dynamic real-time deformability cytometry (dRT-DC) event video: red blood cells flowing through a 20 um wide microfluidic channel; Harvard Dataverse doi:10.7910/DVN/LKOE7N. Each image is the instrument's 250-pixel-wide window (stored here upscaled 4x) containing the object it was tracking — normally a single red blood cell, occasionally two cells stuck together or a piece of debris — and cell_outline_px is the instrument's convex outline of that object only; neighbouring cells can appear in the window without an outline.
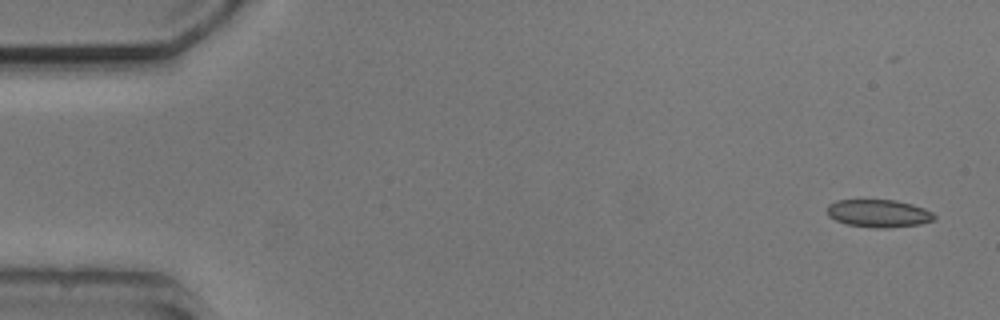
{"species": "common noctule bat (a hibernating species)", "species_latin": "Nyctalus noctula", "temperature_condition": "cold", "stored_images_in_passage": 8, "camera_frame_rate_fps": 3000, "um_per_image_px": 0.085, "animal": {"sex": "male", "body_mass_g": 20.5, "forearm_length_mm": 52.5}, "frame": {"image": 1, "passage_image": 1, "time_ms": 0.0, "image_size_px": [1000, 320], "cell_outline_px": [[936, 220], [920, 224], [884, 228], [876, 228], [848, 224], [836, 220], [828, 216], [828, 204], [836, 200], [896, 200], [912, 204], [924, 208], [932, 212], [936, 216]], "centroid_in_image_um": [74.71, 18.13], "position_along_channel_um": 10.3, "area_um2": 17.28}}
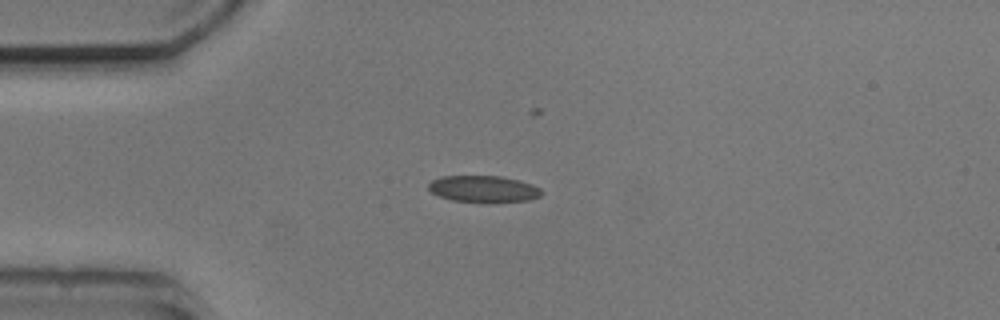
{"frame": {"image": 2, "passage_image": 4, "time_ms": 3.667, "image_size_px": [1000, 320], "cell_outline_px": [[544, 192], [540, 196], [528, 200], [488, 204], [452, 200], [440, 196], [432, 192], [428, 188], [428, 184], [432, 180], [440, 176], [500, 176], [520, 180], [532, 184], [540, 188]], "centroid_in_image_um": [41.13, 16.08], "position_along_channel_um": 43.9, "area_um2": 17.98}}